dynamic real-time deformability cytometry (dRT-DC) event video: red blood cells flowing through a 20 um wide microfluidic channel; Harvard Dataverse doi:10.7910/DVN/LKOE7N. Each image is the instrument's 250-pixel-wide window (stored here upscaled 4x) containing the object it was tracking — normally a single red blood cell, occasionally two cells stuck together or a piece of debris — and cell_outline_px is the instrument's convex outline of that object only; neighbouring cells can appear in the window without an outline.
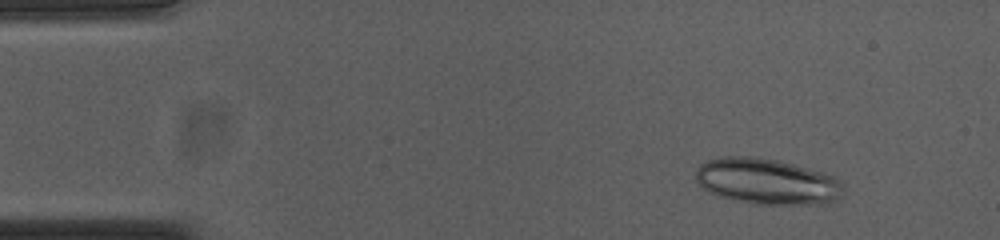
{"species": "common noctule bat (a hibernating species)", "species_latin": "Nyctalus noctula", "temperature_condition": "cold", "stored_images_in_passage": 19, "camera_frame_rate_fps": 3000, "um_per_image_px": 0.085, "animal": {"sex": "female", "body_mass_g": 23.0, "forearm_length_mm": 53.4}, "frame": {"image": 1, "passage_image": 6, "time_ms": 1.667, "image_size_px": [1000, 240], "cell_outline_px": [[844, 196], [836, 200], [824, 204], [756, 204], [720, 196], [704, 188], [696, 180], [696, 168], [700, 164], [708, 160], [724, 156], [756, 156], [780, 160], [824, 172], [836, 176], [844, 184]], "centroid_in_image_um": [65.27, 15.41], "position_along_channel_um": 19.7, "area_um2": 39.88}}